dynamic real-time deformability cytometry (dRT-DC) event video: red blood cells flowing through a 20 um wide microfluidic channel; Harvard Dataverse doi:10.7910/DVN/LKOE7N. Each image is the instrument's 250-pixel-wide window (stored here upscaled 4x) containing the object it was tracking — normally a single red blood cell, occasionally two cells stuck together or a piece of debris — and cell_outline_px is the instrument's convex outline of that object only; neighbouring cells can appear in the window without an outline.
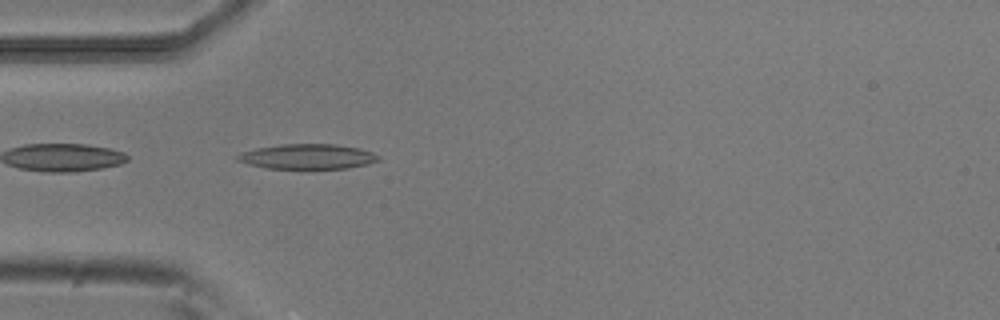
{"species": "common noctule bat (a hibernating species)", "species_latin": "Nyctalus noctula", "temperature_condition": "room temperature", "stored_images_in_passage": 38, "camera_frame_rate_fps": 3000, "um_per_image_px": 0.085, "animal": {"sex": "male", "body_mass_g": 20.5, "forearm_length_mm": 52.5}, "frame": {"image": 1, "passage_image": 1, "time_ms": 0.0, "image_size_px": [1000, 320], "cell_outline_px": [[380, 160], [368, 164], [348, 168], [308, 172], [264, 168], [248, 164], [236, 160], [236, 156], [244, 152], [256, 148], [280, 144], [336, 144], [360, 148], [372, 152], [380, 156]], "centroid_in_image_um": [26.16, 13.36], "position_along_channel_um": 58.8, "area_um2": 21.73}}
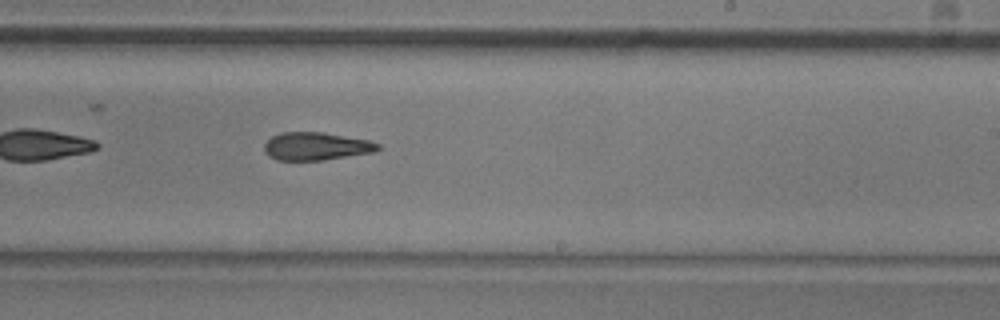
{"frame": {"image": 2, "passage_image": 17, "time_ms": 5.333, "image_size_px": [1000, 320], "cell_outline_px": [[380, 148], [372, 152], [324, 160], [276, 160], [268, 156], [264, 152], [264, 144], [272, 136], [280, 132], [324, 132], [368, 140], [380, 144]], "centroid_in_image_um": [26.83, 12.43], "position_along_channel_um": 262.2, "area_um2": 18.5}}
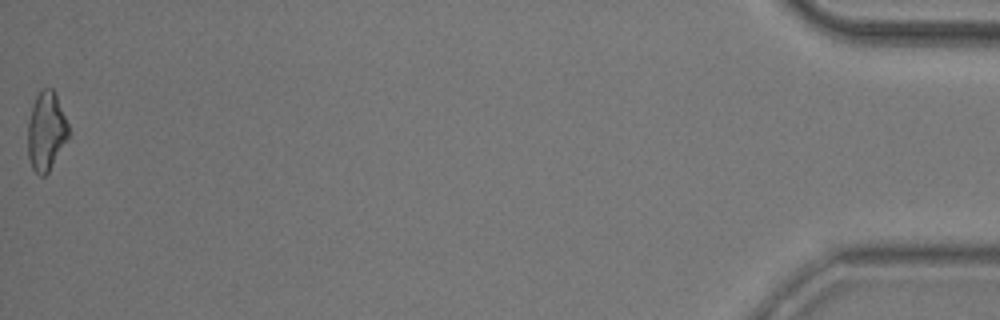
{"frame": {"image": 3, "passage_image": 38, "time_ms": 12.333, "image_size_px": [1000, 320], "cell_outline_px": [[68, 136], [48, 172], [44, 176], [40, 176], [32, 168], [28, 156], [28, 124], [32, 108], [36, 96], [44, 88], [52, 88], [56, 96], [68, 124]], "centroid_in_image_um": [3.91, 11.17], "position_along_channel_um": 431.3, "area_um2": 18.09}, "authors_computed_cell_mechanics": {"area_um2": 18.9873, "velocity_mm_per_s": 3.853, "shape_relaxation_time_tau1_ms": 10.4158, "shape_relaxation_time_tau2_ms": 5.1811, "deformation_change_tau1": 0.2499, "deformation_change_tau2": 0.1654}}